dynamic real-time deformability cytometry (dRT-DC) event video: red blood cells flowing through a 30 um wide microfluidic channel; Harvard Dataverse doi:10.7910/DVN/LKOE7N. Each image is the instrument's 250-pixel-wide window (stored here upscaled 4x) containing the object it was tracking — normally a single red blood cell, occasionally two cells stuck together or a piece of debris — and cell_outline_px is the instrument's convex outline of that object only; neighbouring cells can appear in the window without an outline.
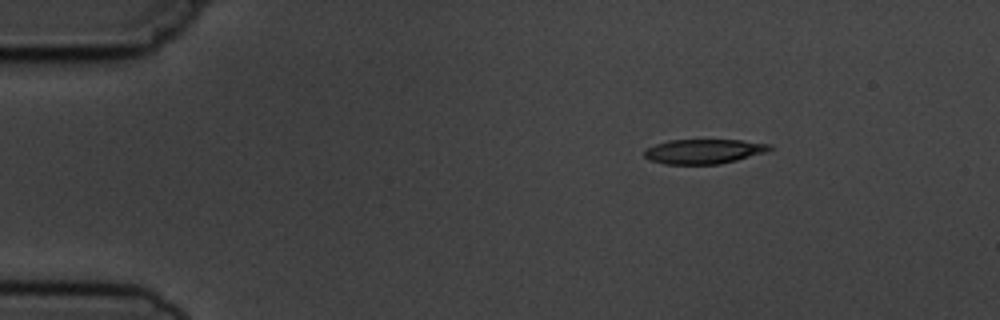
{"species": "common noctule bat (a hibernating species)", "species_latin": "Nyctalus noctula", "temperature_condition": "cold", "stored_images_in_passage": 5, "camera_frame_rate_fps": 3000, "um_per_image_px": 0.085, "animal": {"sex": "male", "body_mass_g": 19.5, "forearm_length_mm": 54.6}, "frame": {"image": 1, "passage_image": 5, "time_ms": 5.333, "image_size_px": [1000, 320], "cell_outline_px": [[772, 148], [764, 152], [736, 160], [720, 164], [664, 164], [648, 160], [644, 156], [644, 152], [648, 148], [656, 144], [668, 140], [740, 140], [772, 144]], "centroid_in_image_um": [59.79, 12.87], "position_along_channel_um": 25.2, "area_um2": 17.86}}